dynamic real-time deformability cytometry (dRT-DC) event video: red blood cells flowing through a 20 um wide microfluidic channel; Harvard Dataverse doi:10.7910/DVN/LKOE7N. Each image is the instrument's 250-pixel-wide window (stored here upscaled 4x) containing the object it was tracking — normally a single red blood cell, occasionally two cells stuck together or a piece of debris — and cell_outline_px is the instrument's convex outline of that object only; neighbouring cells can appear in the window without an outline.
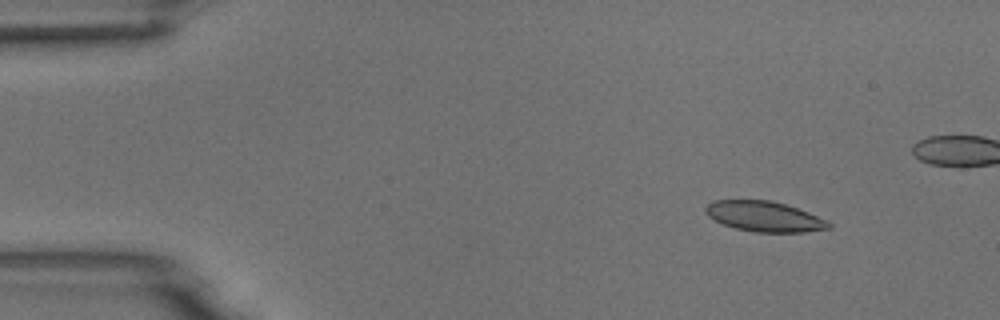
{"species": "common noctule bat (a hibernating species)", "species_latin": "Nyctalus noctula", "temperature_condition": "room temperature", "stored_images_in_passage": 47, "camera_frame_rate_fps": 3000, "um_per_image_px": 0.085, "animal": {"sex": "male", "body_mass_g": 18.8}, "frame": {"image": 1, "passage_image": 1, "time_ms": 0.0, "image_size_px": [1000, 320], "cell_outline_px": [[832, 228], [804, 232], [756, 232], [736, 228], [724, 224], [708, 216], [704, 212], [704, 208], [712, 200], [772, 200], [808, 212], [828, 220], [832, 224]], "centroid_in_image_um": [64.98, 18.4], "position_along_channel_um": 20.0, "area_um2": 21.73}}
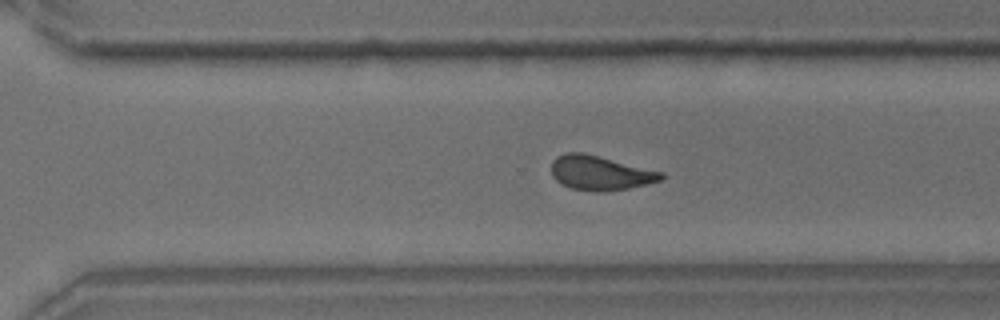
{"frame": {"image": 2, "passage_image": 32, "time_ms": 10.333, "image_size_px": [1000, 320], "cell_outline_px": [[664, 176], [660, 180], [628, 188], [604, 192], [592, 192], [572, 188], [556, 180], [552, 176], [552, 160], [556, 156], [568, 152], [584, 152], [664, 172]], "centroid_in_image_um": [51.0, 14.69], "position_along_channel_um": 319.6, "area_um2": 22.02}}
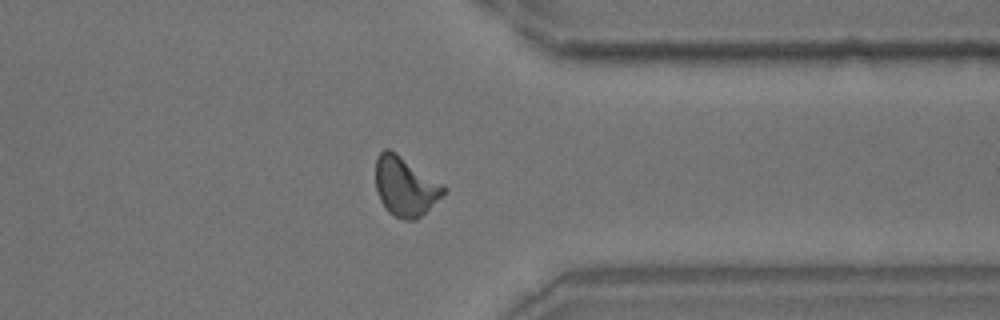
{"frame": {"image": 3, "passage_image": 37, "time_ms": 12.0, "image_size_px": [1000, 320], "cell_outline_px": [[448, 188], [416, 220], [404, 220], [388, 212], [380, 200], [376, 188], [376, 156], [384, 148], [388, 148], [396, 152], [444, 184]], "centroid_in_image_um": [34.42, 15.81], "position_along_channel_um": 377.0, "area_um2": 23.35}}